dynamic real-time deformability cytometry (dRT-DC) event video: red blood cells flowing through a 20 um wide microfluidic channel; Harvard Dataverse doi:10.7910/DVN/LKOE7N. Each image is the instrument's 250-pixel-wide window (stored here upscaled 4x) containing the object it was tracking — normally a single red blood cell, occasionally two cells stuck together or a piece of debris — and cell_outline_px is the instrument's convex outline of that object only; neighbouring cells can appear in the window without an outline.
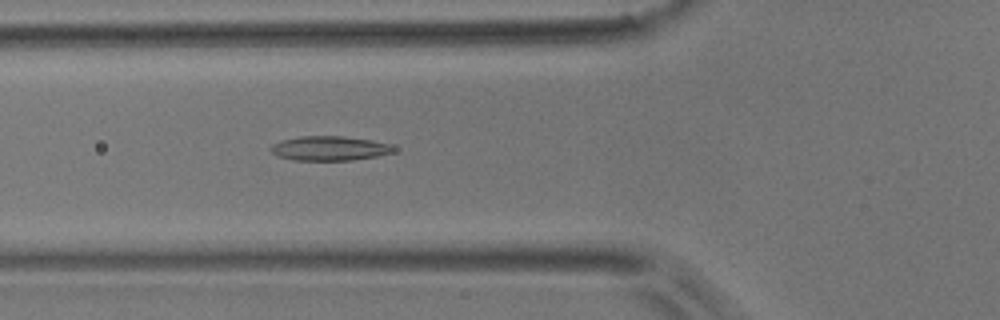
{"species": "common noctule bat (a hibernating species)", "species_latin": "Nyctalus noctula", "temperature_condition": "room temperature", "stored_images_in_passage": 50, "camera_frame_rate_fps": 3000, "um_per_image_px": 0.085, "animal": {"sex": "male", "body_mass_g": 17.9}, "frame": {"image": 1, "passage_image": 18, "time_ms": 5.667, "image_size_px": [1000, 320], "cell_outline_px": [[396, 148], [392, 152], [376, 156], [352, 160], [292, 160], [276, 156], [268, 152], [268, 148], [272, 144], [280, 140], [300, 136], [344, 136], [372, 140], [388, 144]], "centroid_in_image_um": [27.91, 12.61], "position_along_channel_um": 97.9, "area_um2": 17.69}}
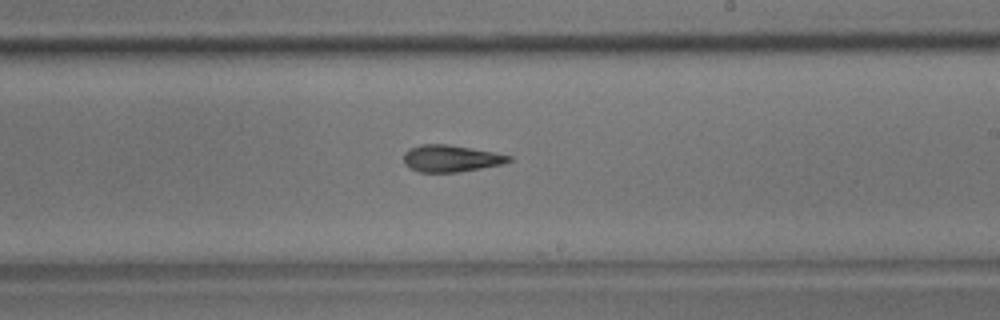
{"frame": {"image": 2, "passage_image": 30, "time_ms": 9.667, "image_size_px": [1000, 320], "cell_outline_px": [[512, 160], [504, 164], [456, 172], [420, 172], [408, 168], [404, 164], [404, 152], [408, 148], [420, 144], [444, 144], [492, 152], [512, 156]], "centroid_in_image_um": [38.27, 13.47], "position_along_channel_um": 250.7, "area_um2": 16.36}}
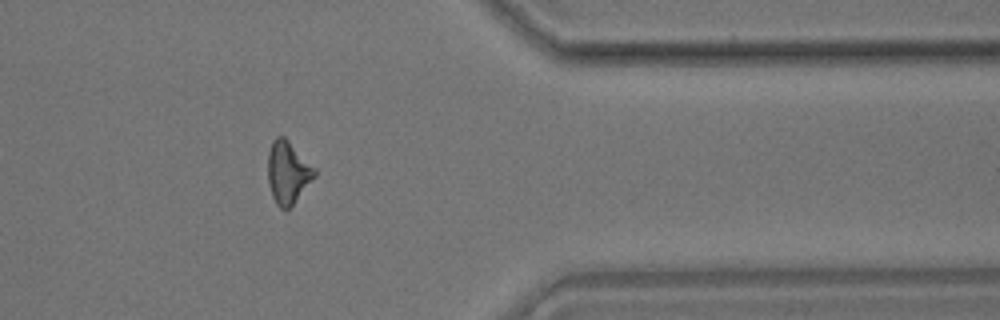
{"frame": {"image": 3, "passage_image": 42, "time_ms": 13.667, "image_size_px": [1000, 320], "cell_outline_px": [[316, 176], [292, 204], [284, 212], [276, 204], [272, 196], [268, 180], [268, 152], [272, 140], [276, 136], [284, 136], [316, 168]], "centroid_in_image_um": [24.46, 14.64], "position_along_channel_um": 386.9, "area_um2": 16.99}, "authors_computed_cell_mechanics": {"area_um2": 16.9065, "velocity_mm_per_s": 3.8147, "shape_relaxation_time_tau1_ms": null, "shape_relaxation_time_tau2_ms": 4.3897, "deformation_change_tau1": null, "deformation_change_tau2": 0.1454}}